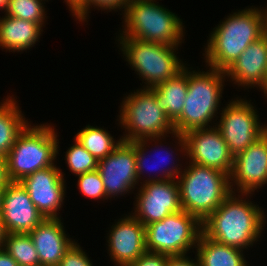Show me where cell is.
I'll return each instance as SVG.
<instances>
[{"mask_svg":"<svg viewBox=\"0 0 267 266\" xmlns=\"http://www.w3.org/2000/svg\"><path fill=\"white\" fill-rule=\"evenodd\" d=\"M243 196L250 198L252 194L231 192L202 222L203 233L208 238L241 250L259 241L266 215L262 207Z\"/></svg>","mask_w":267,"mask_h":266,"instance_id":"1","label":"cell"},{"mask_svg":"<svg viewBox=\"0 0 267 266\" xmlns=\"http://www.w3.org/2000/svg\"><path fill=\"white\" fill-rule=\"evenodd\" d=\"M261 8L238 10L213 28L205 47L206 66L226 71L253 42L264 36Z\"/></svg>","mask_w":267,"mask_h":266,"instance_id":"2","label":"cell"},{"mask_svg":"<svg viewBox=\"0 0 267 266\" xmlns=\"http://www.w3.org/2000/svg\"><path fill=\"white\" fill-rule=\"evenodd\" d=\"M156 0H128L122 10L123 31L116 38L179 46L184 41L182 19ZM183 40V41H182Z\"/></svg>","mask_w":267,"mask_h":266,"instance_id":"3","label":"cell"},{"mask_svg":"<svg viewBox=\"0 0 267 266\" xmlns=\"http://www.w3.org/2000/svg\"><path fill=\"white\" fill-rule=\"evenodd\" d=\"M208 68L206 72H201L191 71L188 67L185 103L180 117L173 123L175 132L181 135L194 129L211 127V122L219 113L218 107L227 78L225 71Z\"/></svg>","mask_w":267,"mask_h":266,"instance_id":"4","label":"cell"},{"mask_svg":"<svg viewBox=\"0 0 267 266\" xmlns=\"http://www.w3.org/2000/svg\"><path fill=\"white\" fill-rule=\"evenodd\" d=\"M52 124L27 126L19 133L6 156L7 173L11 182L55 165L59 154V136Z\"/></svg>","mask_w":267,"mask_h":266,"instance_id":"5","label":"cell"},{"mask_svg":"<svg viewBox=\"0 0 267 266\" xmlns=\"http://www.w3.org/2000/svg\"><path fill=\"white\" fill-rule=\"evenodd\" d=\"M186 167L177 178L181 209L203 222L231 193L229 176L194 163Z\"/></svg>","mask_w":267,"mask_h":266,"instance_id":"6","label":"cell"},{"mask_svg":"<svg viewBox=\"0 0 267 266\" xmlns=\"http://www.w3.org/2000/svg\"><path fill=\"white\" fill-rule=\"evenodd\" d=\"M119 124L125 129L123 141L170 137L174 125L156 100L150 88H140L125 96L121 102ZM166 135V136H165Z\"/></svg>","mask_w":267,"mask_h":266,"instance_id":"7","label":"cell"},{"mask_svg":"<svg viewBox=\"0 0 267 266\" xmlns=\"http://www.w3.org/2000/svg\"><path fill=\"white\" fill-rule=\"evenodd\" d=\"M117 40L123 57L125 56L132 70L137 72L142 81H145L142 88L156 87L177 76L186 67V63L176 55L179 46L146 42L135 38Z\"/></svg>","mask_w":267,"mask_h":266,"instance_id":"8","label":"cell"},{"mask_svg":"<svg viewBox=\"0 0 267 266\" xmlns=\"http://www.w3.org/2000/svg\"><path fill=\"white\" fill-rule=\"evenodd\" d=\"M202 232V222L181 210L145 226L146 248L169 256L184 255L196 248Z\"/></svg>","mask_w":267,"mask_h":266,"instance_id":"9","label":"cell"},{"mask_svg":"<svg viewBox=\"0 0 267 266\" xmlns=\"http://www.w3.org/2000/svg\"><path fill=\"white\" fill-rule=\"evenodd\" d=\"M173 135L177 145L179 144L175 148L179 147L177 151H180L181 155L184 153V157L189 158V163L214 168L230 176L234 156L215 125L194 129L184 135L177 132Z\"/></svg>","mask_w":267,"mask_h":266,"instance_id":"10","label":"cell"},{"mask_svg":"<svg viewBox=\"0 0 267 266\" xmlns=\"http://www.w3.org/2000/svg\"><path fill=\"white\" fill-rule=\"evenodd\" d=\"M227 103L229 104L220 110L219 124H214L228 145L230 153L236 156L267 132V124L259 123L261 120L257 109L250 101L236 98Z\"/></svg>","mask_w":267,"mask_h":266,"instance_id":"11","label":"cell"},{"mask_svg":"<svg viewBox=\"0 0 267 266\" xmlns=\"http://www.w3.org/2000/svg\"><path fill=\"white\" fill-rule=\"evenodd\" d=\"M141 185L131 214L144 226L182 210L177 180L148 181Z\"/></svg>","mask_w":267,"mask_h":266,"instance_id":"12","label":"cell"},{"mask_svg":"<svg viewBox=\"0 0 267 266\" xmlns=\"http://www.w3.org/2000/svg\"><path fill=\"white\" fill-rule=\"evenodd\" d=\"M97 170L101 174L108 199L130 193L139 185L135 142L122 140L112 153L98 161Z\"/></svg>","mask_w":267,"mask_h":266,"instance_id":"13","label":"cell"},{"mask_svg":"<svg viewBox=\"0 0 267 266\" xmlns=\"http://www.w3.org/2000/svg\"><path fill=\"white\" fill-rule=\"evenodd\" d=\"M56 165L40 169L20 181L44 218H61L58 213L66 196L65 175Z\"/></svg>","mask_w":267,"mask_h":266,"instance_id":"14","label":"cell"},{"mask_svg":"<svg viewBox=\"0 0 267 266\" xmlns=\"http://www.w3.org/2000/svg\"><path fill=\"white\" fill-rule=\"evenodd\" d=\"M264 184H267V132L234 156L229 176L230 191L238 194H254Z\"/></svg>","mask_w":267,"mask_h":266,"instance_id":"15","label":"cell"},{"mask_svg":"<svg viewBox=\"0 0 267 266\" xmlns=\"http://www.w3.org/2000/svg\"><path fill=\"white\" fill-rule=\"evenodd\" d=\"M108 253L115 266H126L147 252L145 226L131 213L111 226Z\"/></svg>","mask_w":267,"mask_h":266,"instance_id":"16","label":"cell"},{"mask_svg":"<svg viewBox=\"0 0 267 266\" xmlns=\"http://www.w3.org/2000/svg\"><path fill=\"white\" fill-rule=\"evenodd\" d=\"M0 216L6 234L29 233L44 219L20 182L5 186Z\"/></svg>","mask_w":267,"mask_h":266,"instance_id":"17","label":"cell"},{"mask_svg":"<svg viewBox=\"0 0 267 266\" xmlns=\"http://www.w3.org/2000/svg\"><path fill=\"white\" fill-rule=\"evenodd\" d=\"M267 69V37L251 43L225 71L226 78L245 89L259 87L265 95ZM230 77V78H229Z\"/></svg>","mask_w":267,"mask_h":266,"instance_id":"18","label":"cell"},{"mask_svg":"<svg viewBox=\"0 0 267 266\" xmlns=\"http://www.w3.org/2000/svg\"><path fill=\"white\" fill-rule=\"evenodd\" d=\"M61 218H44L29 235L38 252L40 266H58L75 240L65 232Z\"/></svg>","mask_w":267,"mask_h":266,"instance_id":"19","label":"cell"},{"mask_svg":"<svg viewBox=\"0 0 267 266\" xmlns=\"http://www.w3.org/2000/svg\"><path fill=\"white\" fill-rule=\"evenodd\" d=\"M4 15L0 18V47L9 52H23L35 46L43 32L42 26Z\"/></svg>","mask_w":267,"mask_h":266,"instance_id":"20","label":"cell"},{"mask_svg":"<svg viewBox=\"0 0 267 266\" xmlns=\"http://www.w3.org/2000/svg\"><path fill=\"white\" fill-rule=\"evenodd\" d=\"M168 118L174 123L181 115L188 91V67L156 87L150 88Z\"/></svg>","mask_w":267,"mask_h":266,"instance_id":"21","label":"cell"},{"mask_svg":"<svg viewBox=\"0 0 267 266\" xmlns=\"http://www.w3.org/2000/svg\"><path fill=\"white\" fill-rule=\"evenodd\" d=\"M196 248L200 266H249L243 250L211 240L203 232Z\"/></svg>","mask_w":267,"mask_h":266,"instance_id":"22","label":"cell"},{"mask_svg":"<svg viewBox=\"0 0 267 266\" xmlns=\"http://www.w3.org/2000/svg\"><path fill=\"white\" fill-rule=\"evenodd\" d=\"M2 102H0V156L6 157L17 136L29 122L19 109L15 97L9 95Z\"/></svg>","mask_w":267,"mask_h":266,"instance_id":"23","label":"cell"},{"mask_svg":"<svg viewBox=\"0 0 267 266\" xmlns=\"http://www.w3.org/2000/svg\"><path fill=\"white\" fill-rule=\"evenodd\" d=\"M164 138L163 137H158V138H149V139H143V140H140V141H136L135 142V152H136V172H137V177H138V182H140V184H142V181L143 182H148V181H162V180H168V179H172V180H177V178H178V176L180 175V173L182 172V170H183V168H182V164H177V160H175L176 161V164H175V161L174 160H171V158L173 159V150L170 152L169 150H165L164 148H163V150H165L164 151V154L166 153V156H165V159L168 161L169 159H170V161H166L164 158H162V157H159V163H163V164H161V165H164V166H161V167H163V168H165V164H166V166H169V167H166L165 169H162L161 168V170L159 171L160 172V176L159 175H155L154 177H153V175L152 176H148L149 178H147L146 177V179L147 180H145V179H143V180H140V179H142L141 177H142V175L144 174V171H146V170H144V168L146 169V167H147V163L150 161H148V157H150V156H148L147 154H148V151L147 150H149V149H147V146L148 145H150V144H148V143H151L152 144V142H155V148H159V145H157L159 142V144H162L161 143V140H163ZM149 141V142H148ZM158 141V142H157ZM153 150L155 151V153H156V151L157 150H159V149H154L153 148ZM161 151V150H160ZM169 151V152H168ZM158 153V155H159V151L157 152ZM156 155V154H155ZM146 156H148L147 158H146ZM163 156V157H164ZM168 156H171V158L170 157H168ZM156 157V156H155ZM166 157H168V158H166ZM158 158V157H157ZM156 158V159H157ZM162 158V159H161ZM155 159V158H154ZM155 159V160H156ZM164 159V160H163ZM163 161V162H162ZM172 161V162H171ZM167 162V163H166ZM169 162H171V164H169ZM155 163V162H154ZM157 163V165H160V164H158V162H156ZM156 163H155V165H156ZM173 163V164H172ZM149 164H150V162H149ZM169 164V165H168ZM154 165V164H153ZM152 165V166H153ZM180 166V167H179ZM159 167V166H158ZM150 168V167H149ZM156 168V167H155ZM182 168V169H181ZM148 169V168H147ZM154 169V168H153ZM152 169V167H151V170H153ZM150 171V170H149ZM155 171H156V169H155ZM158 171V170H157ZM148 172V171H147ZM151 172V171H150ZM159 176V177H158ZM140 180V181H139ZM145 180V181H144Z\"/></svg>","mask_w":267,"mask_h":266,"instance_id":"24","label":"cell"},{"mask_svg":"<svg viewBox=\"0 0 267 266\" xmlns=\"http://www.w3.org/2000/svg\"><path fill=\"white\" fill-rule=\"evenodd\" d=\"M75 139L97 161L106 158L122 142V138L115 141L106 129L89 124L76 134Z\"/></svg>","mask_w":267,"mask_h":266,"instance_id":"25","label":"cell"},{"mask_svg":"<svg viewBox=\"0 0 267 266\" xmlns=\"http://www.w3.org/2000/svg\"><path fill=\"white\" fill-rule=\"evenodd\" d=\"M2 249L19 266H40L39 255L29 233H7Z\"/></svg>","mask_w":267,"mask_h":266,"instance_id":"26","label":"cell"},{"mask_svg":"<svg viewBox=\"0 0 267 266\" xmlns=\"http://www.w3.org/2000/svg\"><path fill=\"white\" fill-rule=\"evenodd\" d=\"M46 0H9L6 15L18 19L39 23L44 27L46 17ZM44 2V3H43Z\"/></svg>","mask_w":267,"mask_h":266,"instance_id":"27","label":"cell"},{"mask_svg":"<svg viewBox=\"0 0 267 266\" xmlns=\"http://www.w3.org/2000/svg\"><path fill=\"white\" fill-rule=\"evenodd\" d=\"M74 144L65 152V162L72 174L80 175L97 170L98 161L74 139Z\"/></svg>","mask_w":267,"mask_h":266,"instance_id":"28","label":"cell"},{"mask_svg":"<svg viewBox=\"0 0 267 266\" xmlns=\"http://www.w3.org/2000/svg\"><path fill=\"white\" fill-rule=\"evenodd\" d=\"M78 176V189L83 194L90 199H106V192L103 185V180L101 174L98 170L91 172H86Z\"/></svg>","mask_w":267,"mask_h":266,"instance_id":"29","label":"cell"},{"mask_svg":"<svg viewBox=\"0 0 267 266\" xmlns=\"http://www.w3.org/2000/svg\"><path fill=\"white\" fill-rule=\"evenodd\" d=\"M128 0H84L72 13L75 16L76 21L85 22L87 21L90 8L94 7L97 9H101V11H118L124 9ZM118 9V10H116Z\"/></svg>","mask_w":267,"mask_h":266,"instance_id":"30","label":"cell"},{"mask_svg":"<svg viewBox=\"0 0 267 266\" xmlns=\"http://www.w3.org/2000/svg\"><path fill=\"white\" fill-rule=\"evenodd\" d=\"M58 266H94L88 258L87 253L83 251L77 242L66 250L64 257L61 259Z\"/></svg>","mask_w":267,"mask_h":266,"instance_id":"31","label":"cell"},{"mask_svg":"<svg viewBox=\"0 0 267 266\" xmlns=\"http://www.w3.org/2000/svg\"><path fill=\"white\" fill-rule=\"evenodd\" d=\"M169 255L153 252H145L136 261L126 266H167Z\"/></svg>","mask_w":267,"mask_h":266,"instance_id":"32","label":"cell"},{"mask_svg":"<svg viewBox=\"0 0 267 266\" xmlns=\"http://www.w3.org/2000/svg\"><path fill=\"white\" fill-rule=\"evenodd\" d=\"M167 266H200V263L196 255L195 259L192 260L189 258V256H187V254H184L169 256L167 260Z\"/></svg>","mask_w":267,"mask_h":266,"instance_id":"33","label":"cell"},{"mask_svg":"<svg viewBox=\"0 0 267 266\" xmlns=\"http://www.w3.org/2000/svg\"><path fill=\"white\" fill-rule=\"evenodd\" d=\"M11 181L7 173L6 157L0 156V186H6Z\"/></svg>","mask_w":267,"mask_h":266,"instance_id":"34","label":"cell"},{"mask_svg":"<svg viewBox=\"0 0 267 266\" xmlns=\"http://www.w3.org/2000/svg\"><path fill=\"white\" fill-rule=\"evenodd\" d=\"M0 266H19V265L5 250L0 248Z\"/></svg>","mask_w":267,"mask_h":266,"instance_id":"35","label":"cell"},{"mask_svg":"<svg viewBox=\"0 0 267 266\" xmlns=\"http://www.w3.org/2000/svg\"><path fill=\"white\" fill-rule=\"evenodd\" d=\"M83 1L84 0H64L69 7V11H71V14Z\"/></svg>","mask_w":267,"mask_h":266,"instance_id":"36","label":"cell"},{"mask_svg":"<svg viewBox=\"0 0 267 266\" xmlns=\"http://www.w3.org/2000/svg\"><path fill=\"white\" fill-rule=\"evenodd\" d=\"M261 13H262V16H263L264 36L267 37V8L266 9H261Z\"/></svg>","mask_w":267,"mask_h":266,"instance_id":"37","label":"cell"},{"mask_svg":"<svg viewBox=\"0 0 267 266\" xmlns=\"http://www.w3.org/2000/svg\"><path fill=\"white\" fill-rule=\"evenodd\" d=\"M5 235L6 232L4 230L3 224H2V220H1V216H0V248H2L3 246V241L5 239Z\"/></svg>","mask_w":267,"mask_h":266,"instance_id":"38","label":"cell"},{"mask_svg":"<svg viewBox=\"0 0 267 266\" xmlns=\"http://www.w3.org/2000/svg\"><path fill=\"white\" fill-rule=\"evenodd\" d=\"M8 2L9 0H0V10H4L6 12L7 7H8Z\"/></svg>","mask_w":267,"mask_h":266,"instance_id":"39","label":"cell"},{"mask_svg":"<svg viewBox=\"0 0 267 266\" xmlns=\"http://www.w3.org/2000/svg\"><path fill=\"white\" fill-rule=\"evenodd\" d=\"M4 189H5V186H0V211L2 208V198H3Z\"/></svg>","mask_w":267,"mask_h":266,"instance_id":"40","label":"cell"},{"mask_svg":"<svg viewBox=\"0 0 267 266\" xmlns=\"http://www.w3.org/2000/svg\"><path fill=\"white\" fill-rule=\"evenodd\" d=\"M265 96H267V69H266V75H265Z\"/></svg>","mask_w":267,"mask_h":266,"instance_id":"41","label":"cell"}]
</instances>
